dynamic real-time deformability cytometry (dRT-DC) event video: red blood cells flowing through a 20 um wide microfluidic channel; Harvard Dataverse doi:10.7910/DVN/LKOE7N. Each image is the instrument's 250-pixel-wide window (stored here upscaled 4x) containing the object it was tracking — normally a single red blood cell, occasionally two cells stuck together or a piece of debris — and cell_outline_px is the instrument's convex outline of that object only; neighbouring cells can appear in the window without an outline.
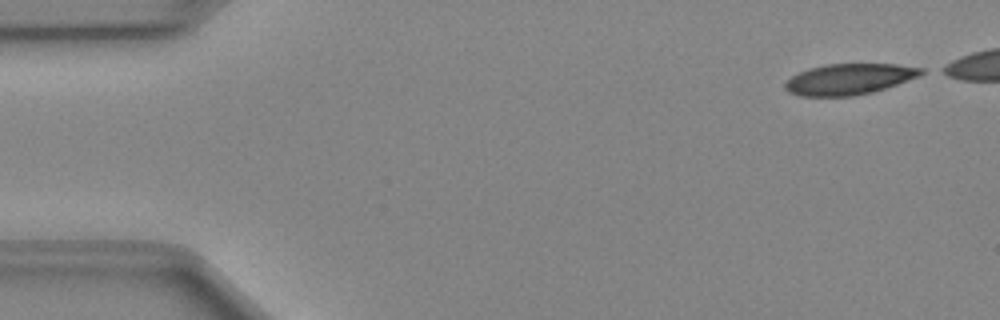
{"species": "Egyptian fruit bat (a non-hibernating species)", "species_latin": "Rousettus aegyptiacus", "temperature_condition": "cold", "stored_images_in_passage": 42, "camera_frame_rate_fps": 3000, "um_per_image_px": 0.085, "animal": {"sex": "female"}, "frame": {"image": 1, "passage_image": 1, "time_ms": 0.0, "image_size_px": [1000, 320], "cell_outline_px": [[928, 72], [920, 76], [872, 92], [852, 96], [800, 96], [788, 92], [784, 88], [784, 84], [792, 76], [808, 68], [828, 64], [896, 64], [924, 68]], "centroid_in_image_um": [72.2, 6.72], "position_along_channel_um": 12.8, "area_um2": 24.51}}
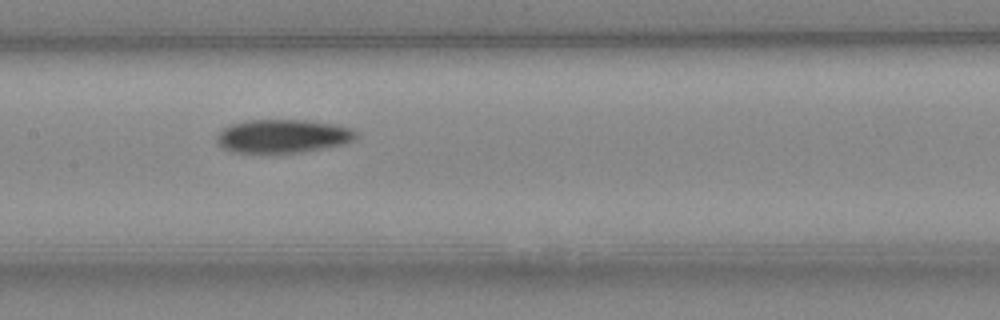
{"frame": {"image": 2, "passage_image": 22, "time_ms": 7.0, "image_size_px": [1000, 320], "cell_outline_px": [[356, 136], [352, 140], [344, 144], [300, 152], [232, 152], [224, 148], [216, 140], [216, 136], [228, 124], [248, 120], [308, 120], [336, 124], [352, 128], [356, 132]], "centroid_in_image_um": [24.04, 11.55], "position_along_channel_um": 183.4, "area_um2": 26.99}}
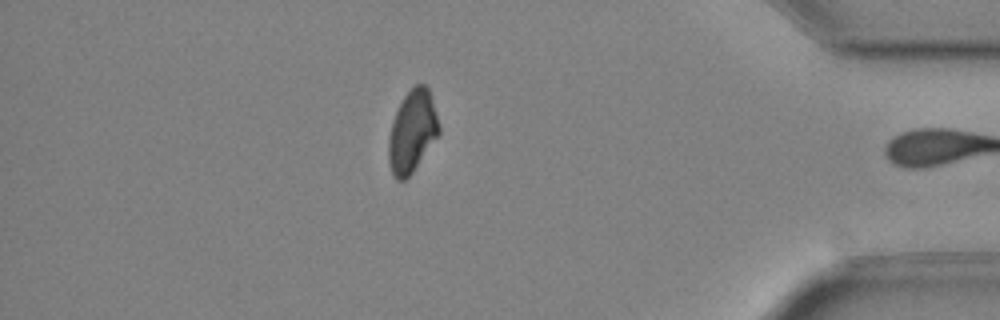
{"frame": {"image": 3, "passage_image": 41, "time_ms": 13.333, "image_size_px": [1000, 320], "cell_outline_px": [[440, 132], [412, 172], [404, 180], [396, 180], [392, 172], [388, 160], [388, 140], [392, 120], [404, 96], [416, 84], [424, 84], [428, 88], [440, 124]], "centroid_in_image_um": [35.03, 11.17], "position_along_channel_um": 400.2, "area_um2": 23.76}, "authors_computed_cell_mechanics": {"area_um2": 26.7325, "velocity_mm_per_s": 4.0402, "shape_relaxation_time_tau1_ms": 3.6598, "shape_relaxation_time_tau2_ms": null, "deformation_change_tau1": 0.1246, "deformation_change_tau2": null}}